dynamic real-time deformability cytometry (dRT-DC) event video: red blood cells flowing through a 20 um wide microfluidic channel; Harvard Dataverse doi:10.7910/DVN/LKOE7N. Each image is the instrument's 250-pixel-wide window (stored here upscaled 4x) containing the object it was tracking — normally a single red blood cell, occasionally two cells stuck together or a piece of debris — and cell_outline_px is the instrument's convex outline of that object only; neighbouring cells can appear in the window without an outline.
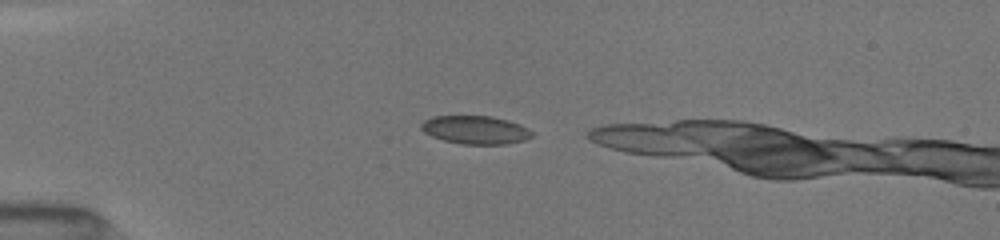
{"species": "common noctule bat (a hibernating species)", "species_latin": "Nyctalus noctula", "temperature_condition": "room temperature", "stored_images_in_passage": 7, "camera_frame_rate_fps": 3000, "um_per_image_px": 0.085, "animal": {"sex": "female", "body_mass_g": 19.5, "forearm_length_mm": 54.1}, "frame": {"image": 1, "passage_image": 1, "time_ms": 0.0, "image_size_px": [1000, 240], "cell_outline_px": [[532, 136], [524, 140], [508, 144], [460, 144], [444, 140], [432, 136], [424, 132], [420, 128], [420, 124], [424, 120], [432, 116], [492, 116], [508, 120], [520, 124], [528, 128], [532, 132]], "centroid_in_image_um": [40.4, 11.03], "position_along_channel_um": 44.6, "area_um2": 18.32}}